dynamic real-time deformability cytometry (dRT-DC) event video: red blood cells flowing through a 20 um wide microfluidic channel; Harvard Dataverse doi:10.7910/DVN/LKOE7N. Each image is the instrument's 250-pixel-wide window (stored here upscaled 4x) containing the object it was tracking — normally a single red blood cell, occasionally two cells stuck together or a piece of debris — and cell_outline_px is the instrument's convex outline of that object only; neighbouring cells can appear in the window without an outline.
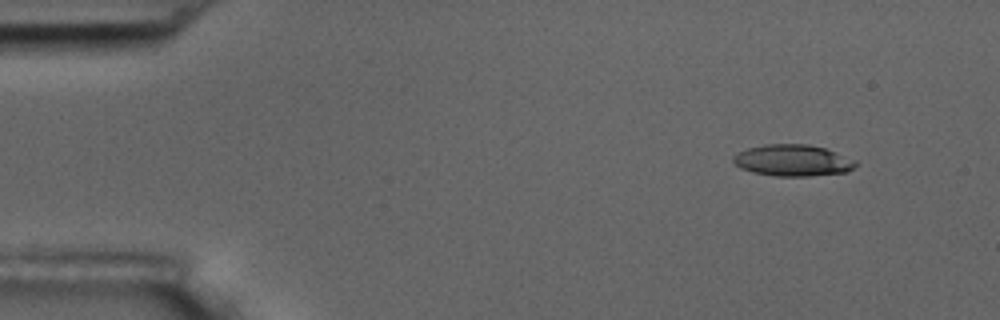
{"species": "common noctule bat (a hibernating species)", "species_latin": "Nyctalus noctula", "temperature_condition": "room temperature", "stored_images_in_passage": 5, "camera_frame_rate_fps": 3000, "um_per_image_px": 0.085, "animal": {"sex": "male", "body_mass_g": 17.5, "forearm_length_mm": 52.3}, "frame": {"image": 1, "passage_image": 1, "time_ms": 0.0, "image_size_px": [1000, 320], "cell_outline_px": [[856, 164], [848, 172], [808, 176], [776, 176], [752, 172], [740, 168], [732, 160], [732, 156], [736, 152], [748, 148], [764, 144], [808, 144], [824, 148], [836, 152], [856, 160]], "centroid_in_image_um": [67.36, 13.63], "position_along_channel_um": 17.6, "area_um2": 22.54}}
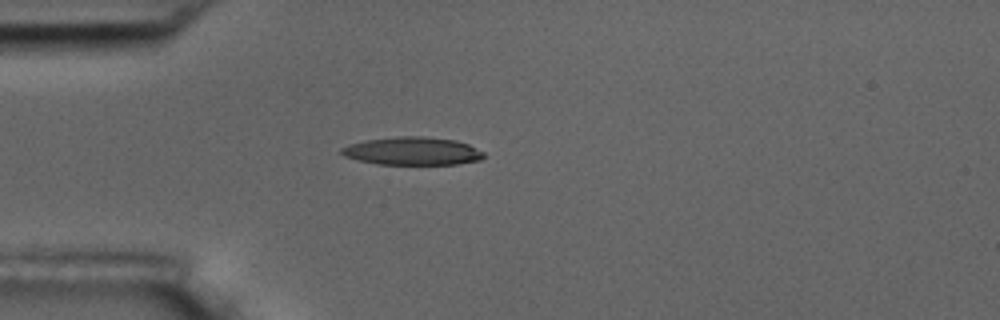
{"frame": {"image": 2, "passage_image": 4, "time_ms": 3.333, "image_size_px": [1000, 320], "cell_outline_px": [[484, 156], [480, 160], [456, 164], [376, 164], [344, 156], [340, 152], [340, 148], [348, 144], [368, 140], [396, 136], [420, 136], [456, 140], [468, 144], [484, 152]], "centroid_in_image_um": [35.05, 12.84], "position_along_channel_um": 49.9, "area_um2": 23.12}}